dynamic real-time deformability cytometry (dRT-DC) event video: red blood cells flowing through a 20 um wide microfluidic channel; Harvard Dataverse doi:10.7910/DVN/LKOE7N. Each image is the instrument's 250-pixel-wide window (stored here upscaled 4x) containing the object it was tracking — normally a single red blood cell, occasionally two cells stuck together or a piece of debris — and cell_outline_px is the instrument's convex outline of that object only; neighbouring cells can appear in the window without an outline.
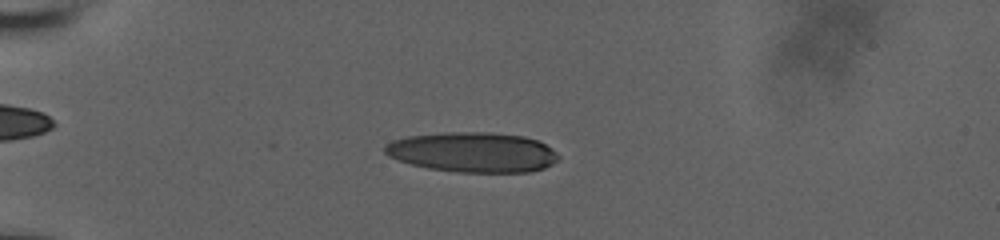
{"species": "human", "species_latin": "Homo sapiens", "temperature_condition": "room temperature", "stored_images_in_passage": 41, "camera_frame_rate_fps": 3000, "um_per_image_px": 0.085, "donor": {"sex": "male"}, "frame": {"image": 1, "passage_image": 1, "time_ms": 0.0, "image_size_px": [1000, 240], "cell_outline_px": [[560, 160], [544, 168], [532, 172], [456, 172], [428, 168], [412, 164], [388, 156], [384, 152], [384, 144], [392, 140], [408, 136], [444, 132], [488, 132], [524, 136], [536, 140], [552, 148], [560, 156]], "centroid_in_image_um": [40.2, 12.94], "position_along_channel_um": 44.8, "area_um2": 40.69}}
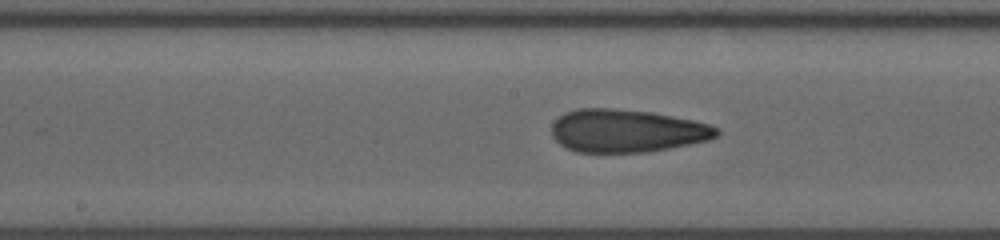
{"frame": {"image": 2, "passage_image": 16, "time_ms": 5.0, "image_size_px": [1000, 240], "cell_outline_px": [[720, 132], [716, 136], [708, 140], [648, 152], [576, 152], [560, 144], [552, 136], [552, 124], [564, 112], [576, 108], [612, 108], [652, 112], [692, 120], [708, 124], [720, 128]], "centroid_in_image_um": [53.26, 11.11], "position_along_channel_um": 194.9, "area_um2": 41.21}}
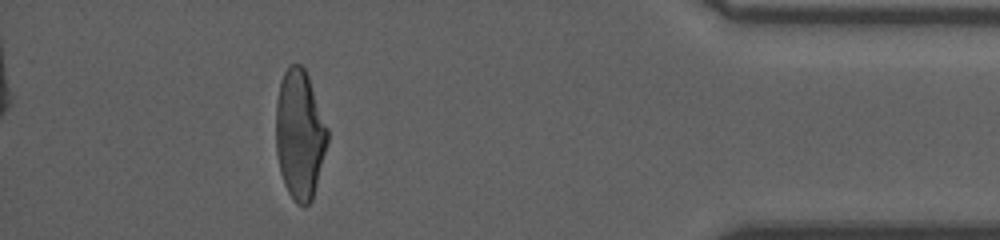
{"frame": {"image": 3, "passage_image": 36, "time_ms": 11.667, "image_size_px": [1000, 240], "cell_outline_px": [[328, 144], [312, 200], [304, 208], [296, 204], [292, 200], [284, 184], [280, 172], [276, 152], [276, 100], [280, 80], [288, 64], [300, 64], [304, 68], [308, 76], [328, 128]], "centroid_in_image_um": [25.47, 11.45], "position_along_channel_um": 409.7, "area_um2": 39.3}, "authors_computed_cell_mechanics": {"area_um2": 40.6334, "velocity_mm_per_s": 3.8396, "shape_relaxation_time_tau1_ms": null, "shape_relaxation_time_tau2_ms": 1.6916, "deformation_change_tau1": null, "deformation_change_tau2": 0.1029}}